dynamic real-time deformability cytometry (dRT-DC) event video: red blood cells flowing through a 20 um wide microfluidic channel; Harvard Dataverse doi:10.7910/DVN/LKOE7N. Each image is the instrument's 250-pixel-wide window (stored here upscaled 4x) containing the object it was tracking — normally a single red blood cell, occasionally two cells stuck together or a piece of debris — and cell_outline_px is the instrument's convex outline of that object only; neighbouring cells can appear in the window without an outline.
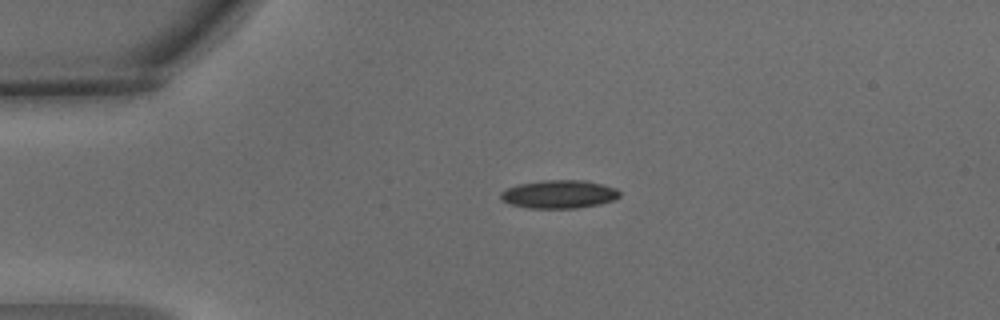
{"species": "common noctule bat (a hibernating species)", "species_latin": "Nyctalus noctula", "temperature_condition": "warm", "stored_images_in_passage": 2, "camera_frame_rate_fps": 3000, "um_per_image_px": 0.085, "animal": {"sex": "male", "body_mass_g": 15.6}, "frame": {"image": 1, "passage_image": 1, "time_ms": 0.0, "image_size_px": [1000, 320], "cell_outline_px": [[620, 196], [612, 200], [600, 204], [576, 208], [528, 208], [512, 204], [500, 200], [500, 192], [508, 188], [520, 184], [544, 180], [584, 180], [604, 184], [616, 188], [620, 192]], "centroid_in_image_um": [47.53, 16.5], "position_along_channel_um": 37.5, "area_um2": 19.54}}